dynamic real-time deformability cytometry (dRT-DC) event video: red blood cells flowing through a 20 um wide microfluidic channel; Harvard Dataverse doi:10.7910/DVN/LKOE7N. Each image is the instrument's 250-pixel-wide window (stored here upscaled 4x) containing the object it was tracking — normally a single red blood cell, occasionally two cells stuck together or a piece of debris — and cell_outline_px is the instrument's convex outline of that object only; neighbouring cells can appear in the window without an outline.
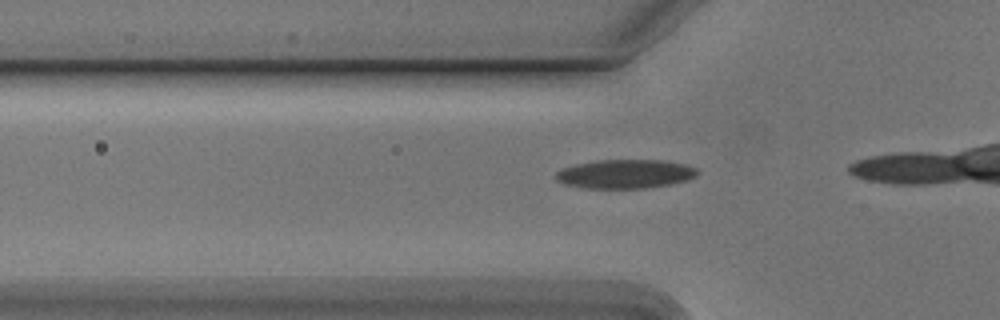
{"species": "Egyptian fruit bat (a non-hibernating species)", "species_latin": "Rousettus aegyptiacus", "temperature_condition": "cold", "stored_images_in_passage": 9, "camera_frame_rate_fps": 3000, "um_per_image_px": 0.085, "animal": {"sex": "male"}, "frame": {"image": 1, "passage_image": 6, "time_ms": 1.667, "image_size_px": [1000, 320], "cell_outline_px": [[700, 172], [696, 176], [688, 180], [672, 184], [644, 188], [584, 188], [564, 184], [556, 180], [556, 172], [560, 168], [576, 164], [600, 160], [660, 160], [684, 164], [696, 168]], "centroid_in_image_um": [53.14, 14.79], "position_along_channel_um": 72.7, "area_um2": 23.93}}